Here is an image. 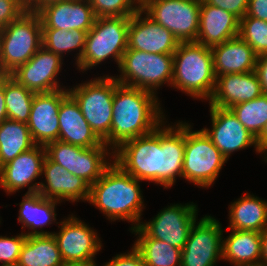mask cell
<instances>
[{
  "label": "cell",
  "instance_id": "1",
  "mask_svg": "<svg viewBox=\"0 0 267 266\" xmlns=\"http://www.w3.org/2000/svg\"><path fill=\"white\" fill-rule=\"evenodd\" d=\"M173 126V127H172ZM185 123L165 126L163 122L150 134L127 140L113 150V162L142 181L164 186L183 178Z\"/></svg>",
  "mask_w": 267,
  "mask_h": 266
},
{
  "label": "cell",
  "instance_id": "2",
  "mask_svg": "<svg viewBox=\"0 0 267 266\" xmlns=\"http://www.w3.org/2000/svg\"><path fill=\"white\" fill-rule=\"evenodd\" d=\"M156 95L116 80L110 134L103 140L111 152L127 140L152 133L164 122Z\"/></svg>",
  "mask_w": 267,
  "mask_h": 266
},
{
  "label": "cell",
  "instance_id": "3",
  "mask_svg": "<svg viewBox=\"0 0 267 266\" xmlns=\"http://www.w3.org/2000/svg\"><path fill=\"white\" fill-rule=\"evenodd\" d=\"M140 180L123 171L115 162L90 186L88 202L112 221L132 222L139 227L144 208Z\"/></svg>",
  "mask_w": 267,
  "mask_h": 266
},
{
  "label": "cell",
  "instance_id": "4",
  "mask_svg": "<svg viewBox=\"0 0 267 266\" xmlns=\"http://www.w3.org/2000/svg\"><path fill=\"white\" fill-rule=\"evenodd\" d=\"M171 87L192 98L210 100L216 86L210 47L197 42H180L173 54Z\"/></svg>",
  "mask_w": 267,
  "mask_h": 266
},
{
  "label": "cell",
  "instance_id": "5",
  "mask_svg": "<svg viewBox=\"0 0 267 266\" xmlns=\"http://www.w3.org/2000/svg\"><path fill=\"white\" fill-rule=\"evenodd\" d=\"M130 17H98L87 32L77 69L86 71L111 57L120 65L127 50Z\"/></svg>",
  "mask_w": 267,
  "mask_h": 266
},
{
  "label": "cell",
  "instance_id": "6",
  "mask_svg": "<svg viewBox=\"0 0 267 266\" xmlns=\"http://www.w3.org/2000/svg\"><path fill=\"white\" fill-rule=\"evenodd\" d=\"M42 22L37 12L25 11L0 30V57L8 74L28 62L42 46Z\"/></svg>",
  "mask_w": 267,
  "mask_h": 266
},
{
  "label": "cell",
  "instance_id": "7",
  "mask_svg": "<svg viewBox=\"0 0 267 266\" xmlns=\"http://www.w3.org/2000/svg\"><path fill=\"white\" fill-rule=\"evenodd\" d=\"M173 54H155L127 49L121 59L115 79L119 84L150 91L154 94L163 83L171 86Z\"/></svg>",
  "mask_w": 267,
  "mask_h": 266
},
{
  "label": "cell",
  "instance_id": "8",
  "mask_svg": "<svg viewBox=\"0 0 267 266\" xmlns=\"http://www.w3.org/2000/svg\"><path fill=\"white\" fill-rule=\"evenodd\" d=\"M116 89L115 76L96 77L68 89L76 100L85 120L103 141L110 134L113 116V98Z\"/></svg>",
  "mask_w": 267,
  "mask_h": 266
},
{
  "label": "cell",
  "instance_id": "9",
  "mask_svg": "<svg viewBox=\"0 0 267 266\" xmlns=\"http://www.w3.org/2000/svg\"><path fill=\"white\" fill-rule=\"evenodd\" d=\"M226 158L201 129L192 131L185 122L183 178L196 186L208 188L219 175Z\"/></svg>",
  "mask_w": 267,
  "mask_h": 266
},
{
  "label": "cell",
  "instance_id": "10",
  "mask_svg": "<svg viewBox=\"0 0 267 266\" xmlns=\"http://www.w3.org/2000/svg\"><path fill=\"white\" fill-rule=\"evenodd\" d=\"M199 0H154L142 11L169 30L179 42H196L200 22Z\"/></svg>",
  "mask_w": 267,
  "mask_h": 266
},
{
  "label": "cell",
  "instance_id": "11",
  "mask_svg": "<svg viewBox=\"0 0 267 266\" xmlns=\"http://www.w3.org/2000/svg\"><path fill=\"white\" fill-rule=\"evenodd\" d=\"M223 232L221 223L210 215L195 222L181 251V266H216L222 259Z\"/></svg>",
  "mask_w": 267,
  "mask_h": 266
},
{
  "label": "cell",
  "instance_id": "12",
  "mask_svg": "<svg viewBox=\"0 0 267 266\" xmlns=\"http://www.w3.org/2000/svg\"><path fill=\"white\" fill-rule=\"evenodd\" d=\"M60 231L53 233L65 264L93 263L102 247L101 238L85 222L74 215L60 222Z\"/></svg>",
  "mask_w": 267,
  "mask_h": 266
},
{
  "label": "cell",
  "instance_id": "13",
  "mask_svg": "<svg viewBox=\"0 0 267 266\" xmlns=\"http://www.w3.org/2000/svg\"><path fill=\"white\" fill-rule=\"evenodd\" d=\"M197 205L193 202L172 204L156 215L152 221L140 223V227L152 238L183 249L190 230L197 221Z\"/></svg>",
  "mask_w": 267,
  "mask_h": 266
},
{
  "label": "cell",
  "instance_id": "14",
  "mask_svg": "<svg viewBox=\"0 0 267 266\" xmlns=\"http://www.w3.org/2000/svg\"><path fill=\"white\" fill-rule=\"evenodd\" d=\"M210 116L211 130L206 127L202 130L226 160L233 152L246 149L249 146L255 147L259 154L264 153L258 146L256 137L239 122L230 109L210 106Z\"/></svg>",
  "mask_w": 267,
  "mask_h": 266
},
{
  "label": "cell",
  "instance_id": "15",
  "mask_svg": "<svg viewBox=\"0 0 267 266\" xmlns=\"http://www.w3.org/2000/svg\"><path fill=\"white\" fill-rule=\"evenodd\" d=\"M62 58L41 46L25 64L18 66L9 75L19 84L34 93H48L64 89L57 81Z\"/></svg>",
  "mask_w": 267,
  "mask_h": 266
},
{
  "label": "cell",
  "instance_id": "16",
  "mask_svg": "<svg viewBox=\"0 0 267 266\" xmlns=\"http://www.w3.org/2000/svg\"><path fill=\"white\" fill-rule=\"evenodd\" d=\"M68 88L48 93H35L27 126L36 145L46 146L59 137L58 112Z\"/></svg>",
  "mask_w": 267,
  "mask_h": 266
},
{
  "label": "cell",
  "instance_id": "17",
  "mask_svg": "<svg viewBox=\"0 0 267 266\" xmlns=\"http://www.w3.org/2000/svg\"><path fill=\"white\" fill-rule=\"evenodd\" d=\"M45 157L46 149L42 145L22 152L0 167V187L9 195L25 187H29L26 193L38 192L40 182L33 184V181L42 175Z\"/></svg>",
  "mask_w": 267,
  "mask_h": 266
},
{
  "label": "cell",
  "instance_id": "18",
  "mask_svg": "<svg viewBox=\"0 0 267 266\" xmlns=\"http://www.w3.org/2000/svg\"><path fill=\"white\" fill-rule=\"evenodd\" d=\"M143 11L138 10L130 17L127 49L155 53L174 54L179 40L166 28L155 23Z\"/></svg>",
  "mask_w": 267,
  "mask_h": 266
},
{
  "label": "cell",
  "instance_id": "19",
  "mask_svg": "<svg viewBox=\"0 0 267 266\" xmlns=\"http://www.w3.org/2000/svg\"><path fill=\"white\" fill-rule=\"evenodd\" d=\"M37 13L42 29L82 30L88 32L96 19L87 0H61L44 5Z\"/></svg>",
  "mask_w": 267,
  "mask_h": 266
},
{
  "label": "cell",
  "instance_id": "20",
  "mask_svg": "<svg viewBox=\"0 0 267 266\" xmlns=\"http://www.w3.org/2000/svg\"><path fill=\"white\" fill-rule=\"evenodd\" d=\"M42 175L45 183L40 182L38 192L48 199L62 202L87 201L90 196V185L79 176L67 171L47 155L42 165Z\"/></svg>",
  "mask_w": 267,
  "mask_h": 266
},
{
  "label": "cell",
  "instance_id": "21",
  "mask_svg": "<svg viewBox=\"0 0 267 266\" xmlns=\"http://www.w3.org/2000/svg\"><path fill=\"white\" fill-rule=\"evenodd\" d=\"M262 94L255 71L221 75L216 78L215 90L209 105L229 109L236 104L256 99Z\"/></svg>",
  "mask_w": 267,
  "mask_h": 266
},
{
  "label": "cell",
  "instance_id": "22",
  "mask_svg": "<svg viewBox=\"0 0 267 266\" xmlns=\"http://www.w3.org/2000/svg\"><path fill=\"white\" fill-rule=\"evenodd\" d=\"M58 116V140L84 148L103 144L85 120L76 100L69 93L61 101Z\"/></svg>",
  "mask_w": 267,
  "mask_h": 266
},
{
  "label": "cell",
  "instance_id": "23",
  "mask_svg": "<svg viewBox=\"0 0 267 266\" xmlns=\"http://www.w3.org/2000/svg\"><path fill=\"white\" fill-rule=\"evenodd\" d=\"M240 19L234 14L201 1L196 42L207 47L222 44L239 34Z\"/></svg>",
  "mask_w": 267,
  "mask_h": 266
},
{
  "label": "cell",
  "instance_id": "24",
  "mask_svg": "<svg viewBox=\"0 0 267 266\" xmlns=\"http://www.w3.org/2000/svg\"><path fill=\"white\" fill-rule=\"evenodd\" d=\"M214 73L221 75L249 73L255 70L257 55L239 35L211 47Z\"/></svg>",
  "mask_w": 267,
  "mask_h": 266
},
{
  "label": "cell",
  "instance_id": "25",
  "mask_svg": "<svg viewBox=\"0 0 267 266\" xmlns=\"http://www.w3.org/2000/svg\"><path fill=\"white\" fill-rule=\"evenodd\" d=\"M57 203L61 202L43 197L39 192L24 194L22 202L19 203L18 221L22 224V228L27 227L28 231L32 230L24 234L26 236L53 235L54 232L43 231L42 228L56 221Z\"/></svg>",
  "mask_w": 267,
  "mask_h": 266
},
{
  "label": "cell",
  "instance_id": "26",
  "mask_svg": "<svg viewBox=\"0 0 267 266\" xmlns=\"http://www.w3.org/2000/svg\"><path fill=\"white\" fill-rule=\"evenodd\" d=\"M222 239V260L234 266H259L261 256V233L230 229Z\"/></svg>",
  "mask_w": 267,
  "mask_h": 266
},
{
  "label": "cell",
  "instance_id": "27",
  "mask_svg": "<svg viewBox=\"0 0 267 266\" xmlns=\"http://www.w3.org/2000/svg\"><path fill=\"white\" fill-rule=\"evenodd\" d=\"M227 229L262 232L267 227V201L244 194L229 207Z\"/></svg>",
  "mask_w": 267,
  "mask_h": 266
},
{
  "label": "cell",
  "instance_id": "28",
  "mask_svg": "<svg viewBox=\"0 0 267 266\" xmlns=\"http://www.w3.org/2000/svg\"><path fill=\"white\" fill-rule=\"evenodd\" d=\"M65 263L53 235L27 236L17 266H64Z\"/></svg>",
  "mask_w": 267,
  "mask_h": 266
},
{
  "label": "cell",
  "instance_id": "29",
  "mask_svg": "<svg viewBox=\"0 0 267 266\" xmlns=\"http://www.w3.org/2000/svg\"><path fill=\"white\" fill-rule=\"evenodd\" d=\"M130 230L139 235L134 247L142 255L145 266H181V249L150 237L140 226Z\"/></svg>",
  "mask_w": 267,
  "mask_h": 266
},
{
  "label": "cell",
  "instance_id": "30",
  "mask_svg": "<svg viewBox=\"0 0 267 266\" xmlns=\"http://www.w3.org/2000/svg\"><path fill=\"white\" fill-rule=\"evenodd\" d=\"M35 145L27 123L9 119L0 123V167Z\"/></svg>",
  "mask_w": 267,
  "mask_h": 266
},
{
  "label": "cell",
  "instance_id": "31",
  "mask_svg": "<svg viewBox=\"0 0 267 266\" xmlns=\"http://www.w3.org/2000/svg\"><path fill=\"white\" fill-rule=\"evenodd\" d=\"M109 148V149H107ZM112 148L105 143L97 147L84 148L78 146V153H74L73 174L81 177L90 186L95 183L112 164L107 160V155L113 158Z\"/></svg>",
  "mask_w": 267,
  "mask_h": 266
},
{
  "label": "cell",
  "instance_id": "32",
  "mask_svg": "<svg viewBox=\"0 0 267 266\" xmlns=\"http://www.w3.org/2000/svg\"><path fill=\"white\" fill-rule=\"evenodd\" d=\"M4 94L8 119L27 123L35 93L8 75L4 78Z\"/></svg>",
  "mask_w": 267,
  "mask_h": 266
},
{
  "label": "cell",
  "instance_id": "33",
  "mask_svg": "<svg viewBox=\"0 0 267 266\" xmlns=\"http://www.w3.org/2000/svg\"><path fill=\"white\" fill-rule=\"evenodd\" d=\"M87 32L82 30L42 29V39L47 50L63 58L64 53L78 50L76 65L83 55Z\"/></svg>",
  "mask_w": 267,
  "mask_h": 266
},
{
  "label": "cell",
  "instance_id": "34",
  "mask_svg": "<svg viewBox=\"0 0 267 266\" xmlns=\"http://www.w3.org/2000/svg\"><path fill=\"white\" fill-rule=\"evenodd\" d=\"M229 109L239 122L257 137L267 122V95L262 94L256 99L236 104Z\"/></svg>",
  "mask_w": 267,
  "mask_h": 266
},
{
  "label": "cell",
  "instance_id": "35",
  "mask_svg": "<svg viewBox=\"0 0 267 266\" xmlns=\"http://www.w3.org/2000/svg\"><path fill=\"white\" fill-rule=\"evenodd\" d=\"M257 56L267 54V21L253 17L240 19L239 34Z\"/></svg>",
  "mask_w": 267,
  "mask_h": 266
},
{
  "label": "cell",
  "instance_id": "36",
  "mask_svg": "<svg viewBox=\"0 0 267 266\" xmlns=\"http://www.w3.org/2000/svg\"><path fill=\"white\" fill-rule=\"evenodd\" d=\"M98 17H131L139 9L136 0H87Z\"/></svg>",
  "mask_w": 267,
  "mask_h": 266
},
{
  "label": "cell",
  "instance_id": "37",
  "mask_svg": "<svg viewBox=\"0 0 267 266\" xmlns=\"http://www.w3.org/2000/svg\"><path fill=\"white\" fill-rule=\"evenodd\" d=\"M46 155L67 171L73 174L74 153H78V146L60 140L48 143L45 146Z\"/></svg>",
  "mask_w": 267,
  "mask_h": 266
},
{
  "label": "cell",
  "instance_id": "38",
  "mask_svg": "<svg viewBox=\"0 0 267 266\" xmlns=\"http://www.w3.org/2000/svg\"><path fill=\"white\" fill-rule=\"evenodd\" d=\"M26 235L21 234L14 237L0 236V262L1 266H15L18 263L22 245Z\"/></svg>",
  "mask_w": 267,
  "mask_h": 266
},
{
  "label": "cell",
  "instance_id": "39",
  "mask_svg": "<svg viewBox=\"0 0 267 266\" xmlns=\"http://www.w3.org/2000/svg\"><path fill=\"white\" fill-rule=\"evenodd\" d=\"M26 11L24 0H0V30Z\"/></svg>",
  "mask_w": 267,
  "mask_h": 266
},
{
  "label": "cell",
  "instance_id": "40",
  "mask_svg": "<svg viewBox=\"0 0 267 266\" xmlns=\"http://www.w3.org/2000/svg\"><path fill=\"white\" fill-rule=\"evenodd\" d=\"M206 4L226 10L242 19L248 10L249 0H203Z\"/></svg>",
  "mask_w": 267,
  "mask_h": 266
},
{
  "label": "cell",
  "instance_id": "41",
  "mask_svg": "<svg viewBox=\"0 0 267 266\" xmlns=\"http://www.w3.org/2000/svg\"><path fill=\"white\" fill-rule=\"evenodd\" d=\"M103 266H145L142 255L132 246L128 253L118 254Z\"/></svg>",
  "mask_w": 267,
  "mask_h": 266
},
{
  "label": "cell",
  "instance_id": "42",
  "mask_svg": "<svg viewBox=\"0 0 267 266\" xmlns=\"http://www.w3.org/2000/svg\"><path fill=\"white\" fill-rule=\"evenodd\" d=\"M244 17L267 21V0H249L248 10Z\"/></svg>",
  "mask_w": 267,
  "mask_h": 266
},
{
  "label": "cell",
  "instance_id": "43",
  "mask_svg": "<svg viewBox=\"0 0 267 266\" xmlns=\"http://www.w3.org/2000/svg\"><path fill=\"white\" fill-rule=\"evenodd\" d=\"M254 71L260 81L263 94L267 95V54L257 56Z\"/></svg>",
  "mask_w": 267,
  "mask_h": 266
},
{
  "label": "cell",
  "instance_id": "44",
  "mask_svg": "<svg viewBox=\"0 0 267 266\" xmlns=\"http://www.w3.org/2000/svg\"><path fill=\"white\" fill-rule=\"evenodd\" d=\"M61 0H24L26 11L37 12L44 5Z\"/></svg>",
  "mask_w": 267,
  "mask_h": 266
},
{
  "label": "cell",
  "instance_id": "45",
  "mask_svg": "<svg viewBox=\"0 0 267 266\" xmlns=\"http://www.w3.org/2000/svg\"><path fill=\"white\" fill-rule=\"evenodd\" d=\"M259 266H267V227L261 232V256Z\"/></svg>",
  "mask_w": 267,
  "mask_h": 266
},
{
  "label": "cell",
  "instance_id": "46",
  "mask_svg": "<svg viewBox=\"0 0 267 266\" xmlns=\"http://www.w3.org/2000/svg\"><path fill=\"white\" fill-rule=\"evenodd\" d=\"M8 119L6 104H5V94H4V79L0 80V123Z\"/></svg>",
  "mask_w": 267,
  "mask_h": 266
},
{
  "label": "cell",
  "instance_id": "47",
  "mask_svg": "<svg viewBox=\"0 0 267 266\" xmlns=\"http://www.w3.org/2000/svg\"><path fill=\"white\" fill-rule=\"evenodd\" d=\"M256 141L260 149L264 152V159L267 154V122L265 123L261 133L256 137Z\"/></svg>",
  "mask_w": 267,
  "mask_h": 266
},
{
  "label": "cell",
  "instance_id": "48",
  "mask_svg": "<svg viewBox=\"0 0 267 266\" xmlns=\"http://www.w3.org/2000/svg\"><path fill=\"white\" fill-rule=\"evenodd\" d=\"M154 0H136V5L139 10H142L146 5Z\"/></svg>",
  "mask_w": 267,
  "mask_h": 266
},
{
  "label": "cell",
  "instance_id": "49",
  "mask_svg": "<svg viewBox=\"0 0 267 266\" xmlns=\"http://www.w3.org/2000/svg\"><path fill=\"white\" fill-rule=\"evenodd\" d=\"M9 74L6 72V70L3 68L1 57H0V80L7 77Z\"/></svg>",
  "mask_w": 267,
  "mask_h": 266
},
{
  "label": "cell",
  "instance_id": "50",
  "mask_svg": "<svg viewBox=\"0 0 267 266\" xmlns=\"http://www.w3.org/2000/svg\"><path fill=\"white\" fill-rule=\"evenodd\" d=\"M64 266H96V263H86V264H65Z\"/></svg>",
  "mask_w": 267,
  "mask_h": 266
}]
</instances>
